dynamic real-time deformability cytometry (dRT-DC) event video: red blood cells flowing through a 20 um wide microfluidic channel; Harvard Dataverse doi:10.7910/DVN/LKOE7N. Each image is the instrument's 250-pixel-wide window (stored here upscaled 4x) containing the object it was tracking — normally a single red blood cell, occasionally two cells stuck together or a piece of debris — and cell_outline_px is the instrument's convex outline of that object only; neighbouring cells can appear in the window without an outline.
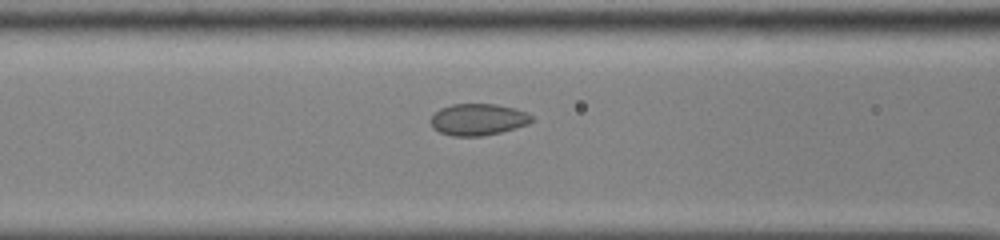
{"species": "common noctule bat (a hibernating species)", "species_latin": "Nyctalus noctula", "temperature_condition": "cold", "stored_images_in_passage": 42, "camera_frame_rate_fps": 3000, "um_per_image_px": 0.085, "animal": {"sex": "male", "body_mass_g": 13.0, "forearm_length_mm": 53.1}, "frame": {"image": 1, "passage_image": 17, "time_ms": 5.333, "image_size_px": [1000, 240], "cell_outline_px": [[532, 120], [528, 124], [500, 132], [484, 136], [452, 136], [440, 132], [432, 128], [432, 116], [440, 108], [452, 104], [496, 104], [516, 108], [528, 112], [532, 116]], "centroid_in_image_um": [40.65, 10.15], "position_along_channel_um": 125.9, "area_um2": 18.61}}
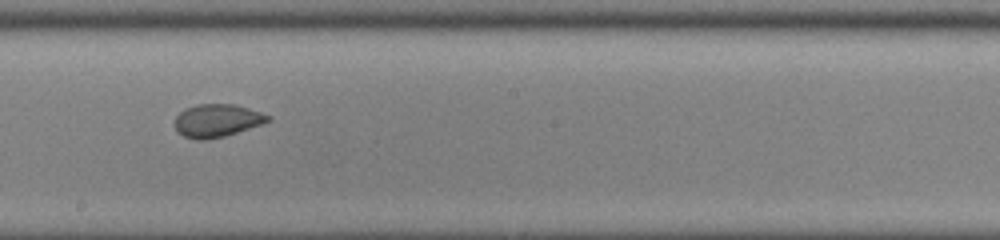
{"frame": {"image": 2, "passage_image": 25, "time_ms": 8.0, "image_size_px": [1000, 240], "cell_outline_px": [[272, 120], [224, 136], [204, 140], [196, 140], [184, 136], [176, 132], [176, 116], [184, 108], [196, 104], [232, 104], [248, 108], [272, 116]], "centroid_in_image_um": [18.42, 10.24], "position_along_channel_um": 229.8, "area_um2": 17.74}}
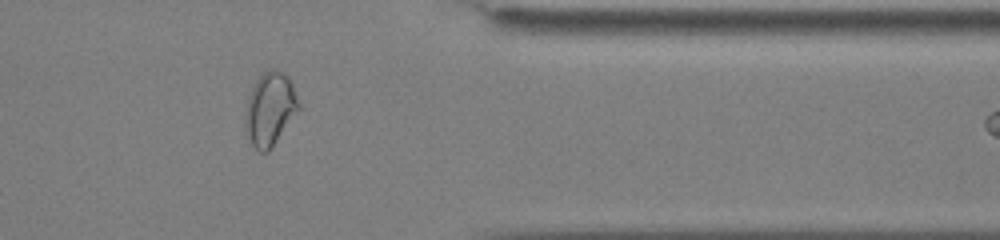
{"frame": {"image": 3, "passage_image": 38, "time_ms": 12.333, "image_size_px": [1000, 240], "cell_outline_px": [[300, 108], [272, 148], [268, 152], [260, 152], [252, 144], [244, 128], [244, 112], [252, 88], [256, 80], [268, 68], [272, 68], [288, 76], [292, 84], [300, 104]], "centroid_in_image_um": [22.94, 9.28], "position_along_channel_um": 388.5, "area_um2": 22.77}, "authors_computed_cell_mechanics": {"area_um2": 19.363, "velocity_mm_per_s": 3.8943, "shape_relaxation_time_tau1_ms": null, "shape_relaxation_time_tau2_ms": 1.2859, "deformation_change_tau1": null, "deformation_change_tau2": 0.0327}}